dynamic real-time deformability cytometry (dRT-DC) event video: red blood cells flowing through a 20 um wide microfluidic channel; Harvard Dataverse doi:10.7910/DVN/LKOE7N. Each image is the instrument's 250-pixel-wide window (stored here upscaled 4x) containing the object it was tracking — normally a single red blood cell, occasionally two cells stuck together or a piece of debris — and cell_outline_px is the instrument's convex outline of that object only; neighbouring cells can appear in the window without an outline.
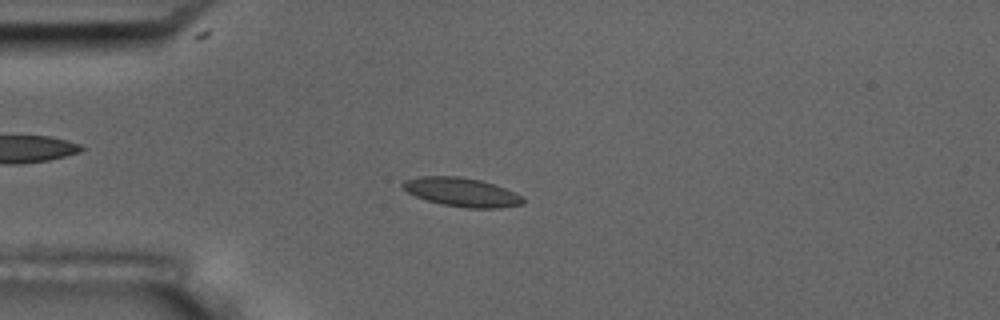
{"species": "common noctule bat (a hibernating species)", "species_latin": "Nyctalus noctula", "temperature_condition": "room temperature", "stored_images_in_passage": 10, "camera_frame_rate_fps": 3000, "um_per_image_px": 0.085, "animal": {"sex": "male", "body_mass_g": 17.5, "forearm_length_mm": 52.3}, "frame": {"image": 1, "passage_image": 4, "time_ms": 3.333, "image_size_px": [1000, 320], "cell_outline_px": [[524, 204], [500, 208], [468, 208], [440, 204], [416, 196], [400, 188], [400, 184], [404, 180], [420, 176], [456, 176], [480, 180], [504, 188], [524, 196]], "centroid_in_image_um": [39.23, 16.33], "position_along_channel_um": 45.8, "area_um2": 20.23}}
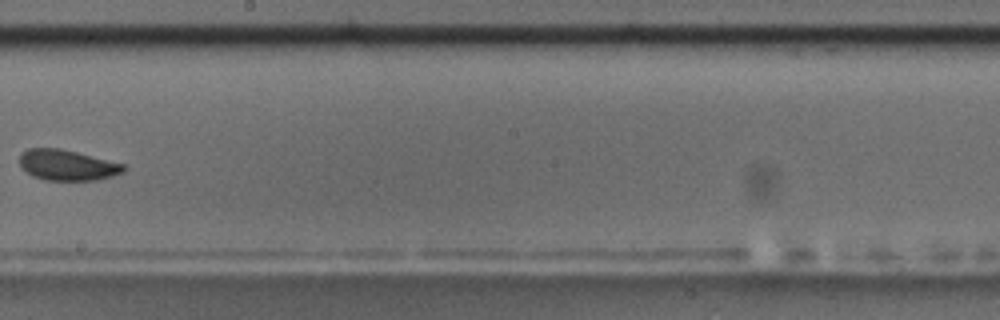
{"frame": {"image": 2, "passage_image": 9, "time_ms": 9.333, "image_size_px": [1000, 320], "cell_outline_px": [[128, 168], [124, 172], [112, 176], [96, 180], [44, 180], [32, 176], [20, 168], [20, 152], [28, 148], [60, 148], [124, 164]], "centroid_in_image_um": [5.69, 14.03], "position_along_channel_um": 242.5, "area_um2": 18.73}}